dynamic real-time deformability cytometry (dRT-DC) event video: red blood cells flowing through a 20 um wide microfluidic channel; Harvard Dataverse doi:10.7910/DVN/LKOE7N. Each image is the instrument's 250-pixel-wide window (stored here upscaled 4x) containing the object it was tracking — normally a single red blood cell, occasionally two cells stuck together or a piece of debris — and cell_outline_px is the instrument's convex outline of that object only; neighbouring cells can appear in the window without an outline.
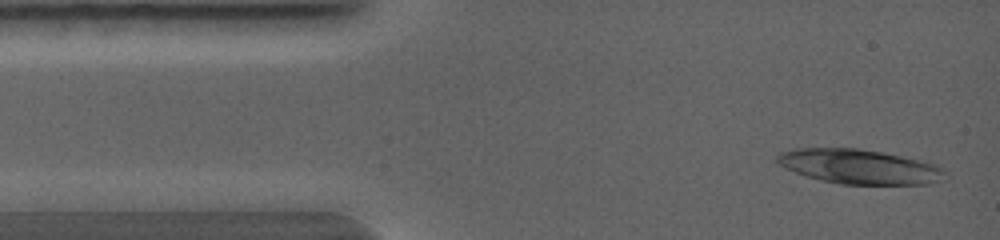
{"species": "common noctule bat (a hibernating species)", "species_latin": "Nyctalus noctula", "temperature_condition": "warm", "stored_images_in_passage": 6, "camera_frame_rate_fps": 5000, "um_per_image_px": 0.085, "animal": {"sex": "female", "body_mass_g": 19.0, "forearm_length_mm": 56.7}, "frame": {"image": 1, "passage_image": 1, "time_ms": 0.0, "image_size_px": [1000, 240], "cell_outline_px": [[948, 180], [928, 184], [840, 184], [820, 180], [784, 168], [776, 164], [776, 156], [780, 152], [796, 148], [856, 148], [928, 160], [944, 168], [948, 172]], "centroid_in_image_um": [73.14, 14.16], "position_along_channel_um": 11.9, "area_um2": 34.51}}
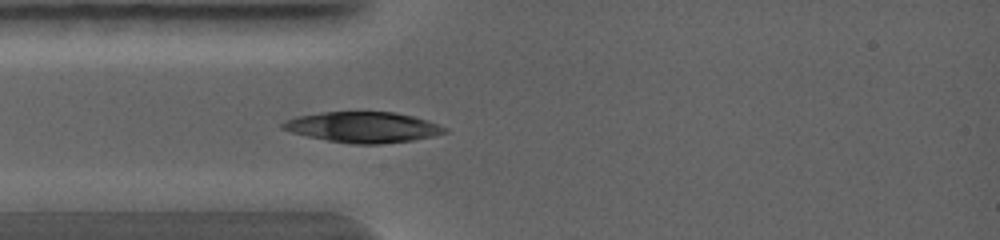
{"frame": {"image": 2, "passage_image": 6, "time_ms": 1.8, "image_size_px": [1000, 240], "cell_outline_px": [[448, 132], [436, 136], [412, 140], [380, 144], [352, 144], [328, 140], [308, 136], [292, 132], [280, 128], [280, 124], [284, 120], [296, 116], [320, 112], [396, 112], [428, 120], [448, 128]], "centroid_in_image_um": [30.87, 10.81], "position_along_channel_um": 54.1, "area_um2": 29.07}}